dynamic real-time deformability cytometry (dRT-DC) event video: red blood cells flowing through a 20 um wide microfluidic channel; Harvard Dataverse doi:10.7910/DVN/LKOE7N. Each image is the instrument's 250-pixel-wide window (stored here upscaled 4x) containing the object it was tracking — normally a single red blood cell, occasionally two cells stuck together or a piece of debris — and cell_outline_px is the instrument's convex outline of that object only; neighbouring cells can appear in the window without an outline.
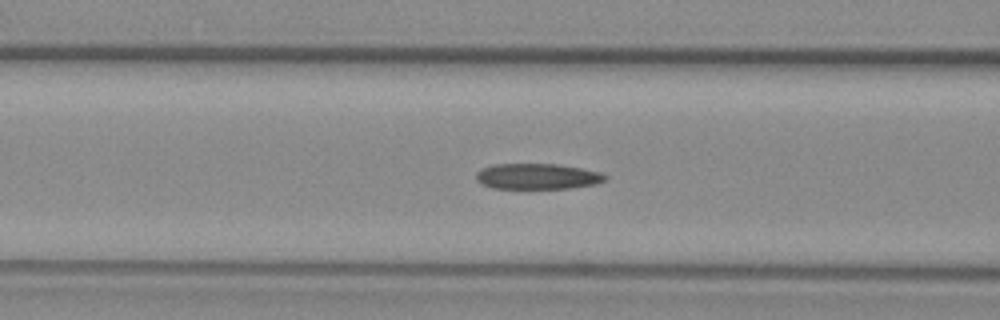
{"species": "common noctule bat (a hibernating species)", "species_latin": "Nyctalus noctula", "temperature_condition": "warm", "stored_images_in_passage": 54, "camera_frame_rate_fps": 3000, "um_per_image_px": 0.085, "animal": {"sex": "female", "body_mass_g": 29.2, "forearm_length_mm": 56.3}, "frame": {"image": 1, "passage_image": 20, "time_ms": 6.333, "image_size_px": [1000, 320], "cell_outline_px": [[608, 180], [596, 184], [568, 188], [492, 188], [480, 184], [476, 180], [476, 172], [480, 168], [492, 164], [556, 164], [580, 168], [600, 172], [608, 176]], "centroid_in_image_um": [45.65, 14.99], "position_along_channel_um": 120.9, "area_um2": 19.48}}
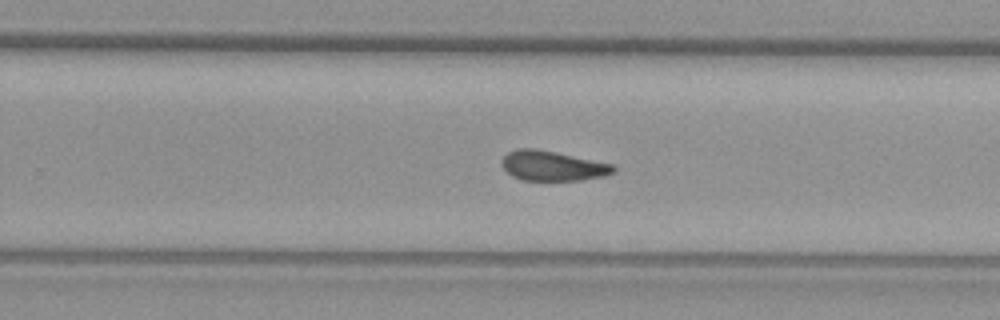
{"frame": {"image": 2, "passage_image": 33, "time_ms": 10.667, "image_size_px": [1000, 320], "cell_outline_px": [[616, 172], [604, 176], [580, 180], [520, 180], [512, 176], [500, 164], [500, 160], [508, 152], [516, 148], [536, 148], [556, 152], [612, 164], [616, 168]], "centroid_in_image_um": [46.94, 14.09], "position_along_channel_um": 282.9, "area_um2": 19.54}}
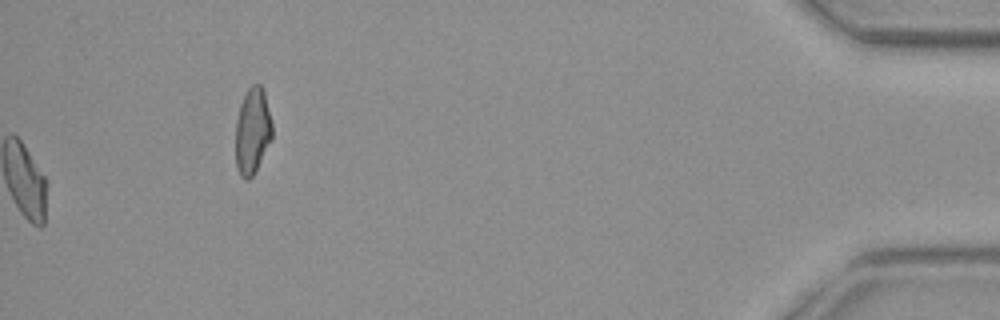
{"frame": {"image": 3, "passage_image": 54, "time_ms": 17.667, "image_size_px": [1000, 320], "cell_outline_px": [[272, 136], [252, 176], [248, 180], [244, 180], [240, 176], [236, 168], [236, 120], [240, 104], [248, 88], [252, 84], [260, 84], [264, 88], [272, 124]], "centroid_in_image_um": [21.44, 11.1], "position_along_channel_um": 413.8, "area_um2": 18.26}, "authors_computed_cell_mechanics": {"area_um2": 19.8832, "velocity_mm_per_s": 3.7436, "shape_relaxation_time_tau1_ms": null, "shape_relaxation_time_tau2_ms": 3.007, "deformation_change_tau1": null, "deformation_change_tau2": 0.0989}}